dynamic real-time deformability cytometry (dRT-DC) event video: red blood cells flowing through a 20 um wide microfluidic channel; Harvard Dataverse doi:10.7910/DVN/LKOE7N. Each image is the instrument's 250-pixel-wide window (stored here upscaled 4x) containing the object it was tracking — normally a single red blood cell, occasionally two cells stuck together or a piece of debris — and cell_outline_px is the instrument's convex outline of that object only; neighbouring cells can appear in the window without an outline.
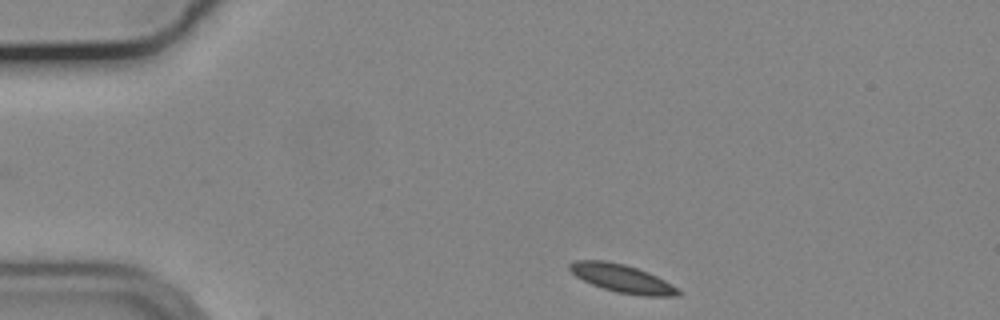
{"species": "common noctule bat (a hibernating species)", "species_latin": "Nyctalus noctula", "temperature_condition": "cold", "stored_images_in_passage": 2, "camera_frame_rate_fps": 3000, "um_per_image_px": 0.085, "animal": {"sex": "male", "body_mass_g": 19.2, "forearm_length_mm": 51.8}, "frame": {"image": 1, "passage_image": 1, "time_ms": 0.0, "image_size_px": [1000, 320], "cell_outline_px": [[684, 292], [680, 296], [644, 296], [616, 292], [592, 284], [576, 276], [568, 268], [568, 264], [576, 260], [608, 260], [624, 264], [648, 272], [664, 280]], "centroid_in_image_um": [52.9, 23.67], "position_along_channel_um": 32.1, "area_um2": 17.74}}